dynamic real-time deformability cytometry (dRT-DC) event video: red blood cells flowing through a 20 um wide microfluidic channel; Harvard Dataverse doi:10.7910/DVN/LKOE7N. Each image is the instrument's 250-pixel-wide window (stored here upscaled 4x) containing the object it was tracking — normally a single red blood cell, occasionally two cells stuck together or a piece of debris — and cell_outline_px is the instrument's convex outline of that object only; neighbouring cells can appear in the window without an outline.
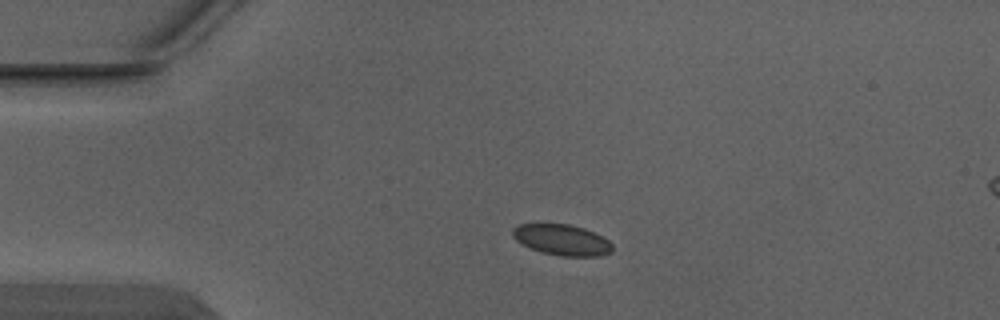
{"species": "Egyptian fruit bat (a non-hibernating species)", "species_latin": "Rousettus aegyptiacus", "temperature_condition": "warm", "stored_images_in_passage": 3, "segment_of_instrument_passage": [1, 2], "camera_frame_rate_fps": 3000, "um_per_image_px": 0.085, "animal": {"sex": "male"}, "frame": {"image": 1, "passage_image": 1, "time_ms": 0.0, "image_size_px": [1000, 320], "cell_outline_px": [[612, 252], [600, 256], [560, 256], [544, 252], [532, 248], [516, 240], [512, 236], [512, 228], [520, 224], [568, 224], [584, 228], [608, 240], [612, 244]], "centroid_in_image_um": [47.77, 20.39], "position_along_channel_um": 37.2, "area_um2": 17.69}}